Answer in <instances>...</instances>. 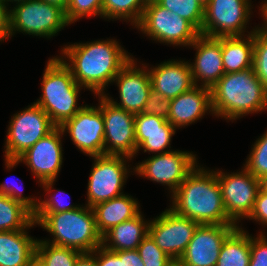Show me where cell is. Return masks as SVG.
<instances>
[{"mask_svg":"<svg viewBox=\"0 0 267 266\" xmlns=\"http://www.w3.org/2000/svg\"><path fill=\"white\" fill-rule=\"evenodd\" d=\"M135 65L134 59H131L113 80L119 87L120 103L104 94L115 106L134 115L141 113L152 89L149 72Z\"/></svg>","mask_w":267,"mask_h":266,"instance_id":"18","label":"cell"},{"mask_svg":"<svg viewBox=\"0 0 267 266\" xmlns=\"http://www.w3.org/2000/svg\"><path fill=\"white\" fill-rule=\"evenodd\" d=\"M248 218L260 221L263 225H267V192L259 190Z\"/></svg>","mask_w":267,"mask_h":266,"instance_id":"40","label":"cell"},{"mask_svg":"<svg viewBox=\"0 0 267 266\" xmlns=\"http://www.w3.org/2000/svg\"><path fill=\"white\" fill-rule=\"evenodd\" d=\"M194 86L171 99V107L167 121L176 129L187 126L201 118L209 110L212 112L211 89Z\"/></svg>","mask_w":267,"mask_h":266,"instance_id":"21","label":"cell"},{"mask_svg":"<svg viewBox=\"0 0 267 266\" xmlns=\"http://www.w3.org/2000/svg\"><path fill=\"white\" fill-rule=\"evenodd\" d=\"M214 115L235 120L267 108V89L252 68L225 73L211 88Z\"/></svg>","mask_w":267,"mask_h":266,"instance_id":"3","label":"cell"},{"mask_svg":"<svg viewBox=\"0 0 267 266\" xmlns=\"http://www.w3.org/2000/svg\"><path fill=\"white\" fill-rule=\"evenodd\" d=\"M151 88L164 98L173 99L194 87L188 62L167 61L149 71Z\"/></svg>","mask_w":267,"mask_h":266,"instance_id":"20","label":"cell"},{"mask_svg":"<svg viewBox=\"0 0 267 266\" xmlns=\"http://www.w3.org/2000/svg\"><path fill=\"white\" fill-rule=\"evenodd\" d=\"M249 0H210L204 8L201 34L208 37L242 36L249 21Z\"/></svg>","mask_w":267,"mask_h":266,"instance_id":"11","label":"cell"},{"mask_svg":"<svg viewBox=\"0 0 267 266\" xmlns=\"http://www.w3.org/2000/svg\"><path fill=\"white\" fill-rule=\"evenodd\" d=\"M199 223L166 209L149 224V234L156 245L174 261L185 252Z\"/></svg>","mask_w":267,"mask_h":266,"instance_id":"14","label":"cell"},{"mask_svg":"<svg viewBox=\"0 0 267 266\" xmlns=\"http://www.w3.org/2000/svg\"><path fill=\"white\" fill-rule=\"evenodd\" d=\"M58 192L61 191L58 190ZM61 201L58 199V197H53V196L50 197L49 199L39 201L38 208L34 213H59L79 208V206L77 207L69 204L67 205L64 203L62 204Z\"/></svg>","mask_w":267,"mask_h":266,"instance_id":"39","label":"cell"},{"mask_svg":"<svg viewBox=\"0 0 267 266\" xmlns=\"http://www.w3.org/2000/svg\"><path fill=\"white\" fill-rule=\"evenodd\" d=\"M18 189V188H17ZM20 189H18V191H16V189L13 187L8 186V184L4 183V184H0V194L4 195V196H8L10 198H12L14 201L20 202L22 205H24L26 208H28L32 213H34L36 211V209L38 208L39 205V201L38 200H34L32 198L29 197H25L22 195V191H19Z\"/></svg>","mask_w":267,"mask_h":266,"instance_id":"38","label":"cell"},{"mask_svg":"<svg viewBox=\"0 0 267 266\" xmlns=\"http://www.w3.org/2000/svg\"><path fill=\"white\" fill-rule=\"evenodd\" d=\"M99 98L105 127L104 154L132 159L137 154L135 115L115 106L104 95Z\"/></svg>","mask_w":267,"mask_h":266,"instance_id":"10","label":"cell"},{"mask_svg":"<svg viewBox=\"0 0 267 266\" xmlns=\"http://www.w3.org/2000/svg\"><path fill=\"white\" fill-rule=\"evenodd\" d=\"M261 11H262V15H263V17H264V22H265V26H263V28L262 27H260V29L263 31V32H265L266 34H267V3H265V4H263L262 6H261Z\"/></svg>","mask_w":267,"mask_h":266,"instance_id":"46","label":"cell"},{"mask_svg":"<svg viewBox=\"0 0 267 266\" xmlns=\"http://www.w3.org/2000/svg\"><path fill=\"white\" fill-rule=\"evenodd\" d=\"M171 266H182L178 261H174V263Z\"/></svg>","mask_w":267,"mask_h":266,"instance_id":"51","label":"cell"},{"mask_svg":"<svg viewBox=\"0 0 267 266\" xmlns=\"http://www.w3.org/2000/svg\"><path fill=\"white\" fill-rule=\"evenodd\" d=\"M160 6L189 21L201 34L204 6L198 0H155Z\"/></svg>","mask_w":267,"mask_h":266,"instance_id":"31","label":"cell"},{"mask_svg":"<svg viewBox=\"0 0 267 266\" xmlns=\"http://www.w3.org/2000/svg\"><path fill=\"white\" fill-rule=\"evenodd\" d=\"M103 0H69L64 11L66 21L71 24L83 16L102 17Z\"/></svg>","mask_w":267,"mask_h":266,"instance_id":"35","label":"cell"},{"mask_svg":"<svg viewBox=\"0 0 267 266\" xmlns=\"http://www.w3.org/2000/svg\"><path fill=\"white\" fill-rule=\"evenodd\" d=\"M252 69L267 89V34L260 27L253 30Z\"/></svg>","mask_w":267,"mask_h":266,"instance_id":"32","label":"cell"},{"mask_svg":"<svg viewBox=\"0 0 267 266\" xmlns=\"http://www.w3.org/2000/svg\"><path fill=\"white\" fill-rule=\"evenodd\" d=\"M88 181V204L93 207L123 194L120 192L128 174L125 156L97 155Z\"/></svg>","mask_w":267,"mask_h":266,"instance_id":"12","label":"cell"},{"mask_svg":"<svg viewBox=\"0 0 267 266\" xmlns=\"http://www.w3.org/2000/svg\"><path fill=\"white\" fill-rule=\"evenodd\" d=\"M75 266H96V249L92 252H82L78 256Z\"/></svg>","mask_w":267,"mask_h":266,"instance_id":"44","label":"cell"},{"mask_svg":"<svg viewBox=\"0 0 267 266\" xmlns=\"http://www.w3.org/2000/svg\"><path fill=\"white\" fill-rule=\"evenodd\" d=\"M42 95L36 105L50 117L56 127L71 119L83 107H77L80 86L60 58L48 61L42 78Z\"/></svg>","mask_w":267,"mask_h":266,"instance_id":"5","label":"cell"},{"mask_svg":"<svg viewBox=\"0 0 267 266\" xmlns=\"http://www.w3.org/2000/svg\"><path fill=\"white\" fill-rule=\"evenodd\" d=\"M61 135L63 132L60 127H55L18 159L5 158L6 168H13L23 161L49 193L62 165Z\"/></svg>","mask_w":267,"mask_h":266,"instance_id":"8","label":"cell"},{"mask_svg":"<svg viewBox=\"0 0 267 266\" xmlns=\"http://www.w3.org/2000/svg\"><path fill=\"white\" fill-rule=\"evenodd\" d=\"M33 225V213L28 208L0 194V231L24 230Z\"/></svg>","mask_w":267,"mask_h":266,"instance_id":"28","label":"cell"},{"mask_svg":"<svg viewBox=\"0 0 267 266\" xmlns=\"http://www.w3.org/2000/svg\"><path fill=\"white\" fill-rule=\"evenodd\" d=\"M137 251L144 266H171L174 263V260L156 245L150 234L141 241Z\"/></svg>","mask_w":267,"mask_h":266,"instance_id":"33","label":"cell"},{"mask_svg":"<svg viewBox=\"0 0 267 266\" xmlns=\"http://www.w3.org/2000/svg\"><path fill=\"white\" fill-rule=\"evenodd\" d=\"M176 129L163 117L136 114L135 115V138L137 152L140 148L144 152L165 153L164 150L170 145L172 135ZM164 150V151H163Z\"/></svg>","mask_w":267,"mask_h":266,"instance_id":"22","label":"cell"},{"mask_svg":"<svg viewBox=\"0 0 267 266\" xmlns=\"http://www.w3.org/2000/svg\"><path fill=\"white\" fill-rule=\"evenodd\" d=\"M121 259V266H144L137 249L114 251Z\"/></svg>","mask_w":267,"mask_h":266,"instance_id":"42","label":"cell"},{"mask_svg":"<svg viewBox=\"0 0 267 266\" xmlns=\"http://www.w3.org/2000/svg\"><path fill=\"white\" fill-rule=\"evenodd\" d=\"M16 4L10 10V36L19 31L49 38L68 25L64 10L57 5L42 0Z\"/></svg>","mask_w":267,"mask_h":266,"instance_id":"7","label":"cell"},{"mask_svg":"<svg viewBox=\"0 0 267 266\" xmlns=\"http://www.w3.org/2000/svg\"><path fill=\"white\" fill-rule=\"evenodd\" d=\"M36 244L25 229L0 231V266H28L36 256Z\"/></svg>","mask_w":267,"mask_h":266,"instance_id":"23","label":"cell"},{"mask_svg":"<svg viewBox=\"0 0 267 266\" xmlns=\"http://www.w3.org/2000/svg\"><path fill=\"white\" fill-rule=\"evenodd\" d=\"M149 224L141 212L132 219L113 226L102 235V246L110 251L137 249L141 241L149 234ZM110 241V244L106 243Z\"/></svg>","mask_w":267,"mask_h":266,"instance_id":"24","label":"cell"},{"mask_svg":"<svg viewBox=\"0 0 267 266\" xmlns=\"http://www.w3.org/2000/svg\"><path fill=\"white\" fill-rule=\"evenodd\" d=\"M263 234L259 237L250 236L249 266H267V239Z\"/></svg>","mask_w":267,"mask_h":266,"instance_id":"37","label":"cell"},{"mask_svg":"<svg viewBox=\"0 0 267 266\" xmlns=\"http://www.w3.org/2000/svg\"><path fill=\"white\" fill-rule=\"evenodd\" d=\"M172 197L170 209L179 216L199 224L235 225L227 216L216 171L196 166Z\"/></svg>","mask_w":267,"mask_h":266,"instance_id":"2","label":"cell"},{"mask_svg":"<svg viewBox=\"0 0 267 266\" xmlns=\"http://www.w3.org/2000/svg\"><path fill=\"white\" fill-rule=\"evenodd\" d=\"M252 148L244 168L256 178L267 175V132L260 136Z\"/></svg>","mask_w":267,"mask_h":266,"instance_id":"34","label":"cell"},{"mask_svg":"<svg viewBox=\"0 0 267 266\" xmlns=\"http://www.w3.org/2000/svg\"><path fill=\"white\" fill-rule=\"evenodd\" d=\"M33 220L54 236L50 244L81 252H92L102 245L93 209L87 205L59 213H33Z\"/></svg>","mask_w":267,"mask_h":266,"instance_id":"4","label":"cell"},{"mask_svg":"<svg viewBox=\"0 0 267 266\" xmlns=\"http://www.w3.org/2000/svg\"><path fill=\"white\" fill-rule=\"evenodd\" d=\"M55 127L40 106L35 103L30 105L11 119L5 143V157L18 159Z\"/></svg>","mask_w":267,"mask_h":266,"instance_id":"9","label":"cell"},{"mask_svg":"<svg viewBox=\"0 0 267 266\" xmlns=\"http://www.w3.org/2000/svg\"><path fill=\"white\" fill-rule=\"evenodd\" d=\"M223 204L228 218L235 224L240 218H248L260 190L259 179L245 168L242 172L225 174L216 172Z\"/></svg>","mask_w":267,"mask_h":266,"instance_id":"13","label":"cell"},{"mask_svg":"<svg viewBox=\"0 0 267 266\" xmlns=\"http://www.w3.org/2000/svg\"><path fill=\"white\" fill-rule=\"evenodd\" d=\"M28 266H45L43 262L35 256L29 263Z\"/></svg>","mask_w":267,"mask_h":266,"instance_id":"48","label":"cell"},{"mask_svg":"<svg viewBox=\"0 0 267 266\" xmlns=\"http://www.w3.org/2000/svg\"><path fill=\"white\" fill-rule=\"evenodd\" d=\"M92 209L97 230L101 235L113 226L132 219L140 213L138 202L125 194L99 203Z\"/></svg>","mask_w":267,"mask_h":266,"instance_id":"25","label":"cell"},{"mask_svg":"<svg viewBox=\"0 0 267 266\" xmlns=\"http://www.w3.org/2000/svg\"><path fill=\"white\" fill-rule=\"evenodd\" d=\"M170 107L171 99L164 98L160 93L151 89L141 113L160 116L167 120L169 117Z\"/></svg>","mask_w":267,"mask_h":266,"instance_id":"36","label":"cell"},{"mask_svg":"<svg viewBox=\"0 0 267 266\" xmlns=\"http://www.w3.org/2000/svg\"><path fill=\"white\" fill-rule=\"evenodd\" d=\"M2 1H3L4 3H5V2L7 3V2H9V1H10V2H13V1H14V2H17V3H21V2H23V1H27V0H2Z\"/></svg>","mask_w":267,"mask_h":266,"instance_id":"49","label":"cell"},{"mask_svg":"<svg viewBox=\"0 0 267 266\" xmlns=\"http://www.w3.org/2000/svg\"><path fill=\"white\" fill-rule=\"evenodd\" d=\"M260 182V190L267 192V175L261 177L259 179Z\"/></svg>","mask_w":267,"mask_h":266,"instance_id":"47","label":"cell"},{"mask_svg":"<svg viewBox=\"0 0 267 266\" xmlns=\"http://www.w3.org/2000/svg\"><path fill=\"white\" fill-rule=\"evenodd\" d=\"M250 236L239 226L224 240L216 266H249Z\"/></svg>","mask_w":267,"mask_h":266,"instance_id":"27","label":"cell"},{"mask_svg":"<svg viewBox=\"0 0 267 266\" xmlns=\"http://www.w3.org/2000/svg\"><path fill=\"white\" fill-rule=\"evenodd\" d=\"M237 225L199 224L178 262L182 266H216L224 240Z\"/></svg>","mask_w":267,"mask_h":266,"instance_id":"16","label":"cell"},{"mask_svg":"<svg viewBox=\"0 0 267 266\" xmlns=\"http://www.w3.org/2000/svg\"><path fill=\"white\" fill-rule=\"evenodd\" d=\"M10 37V11L6 3L0 0V41Z\"/></svg>","mask_w":267,"mask_h":266,"instance_id":"43","label":"cell"},{"mask_svg":"<svg viewBox=\"0 0 267 266\" xmlns=\"http://www.w3.org/2000/svg\"><path fill=\"white\" fill-rule=\"evenodd\" d=\"M198 1L205 7L210 0H198Z\"/></svg>","mask_w":267,"mask_h":266,"instance_id":"50","label":"cell"},{"mask_svg":"<svg viewBox=\"0 0 267 266\" xmlns=\"http://www.w3.org/2000/svg\"><path fill=\"white\" fill-rule=\"evenodd\" d=\"M196 155L183 151L159 153L134 168L138 175L169 186L174 193L197 166ZM196 164V165H195Z\"/></svg>","mask_w":267,"mask_h":266,"instance_id":"15","label":"cell"},{"mask_svg":"<svg viewBox=\"0 0 267 266\" xmlns=\"http://www.w3.org/2000/svg\"><path fill=\"white\" fill-rule=\"evenodd\" d=\"M81 253L74 248L50 244L47 240H37L36 244V256L45 266H75Z\"/></svg>","mask_w":267,"mask_h":266,"instance_id":"29","label":"cell"},{"mask_svg":"<svg viewBox=\"0 0 267 266\" xmlns=\"http://www.w3.org/2000/svg\"><path fill=\"white\" fill-rule=\"evenodd\" d=\"M246 36V39L243 36L221 37V51L225 73L240 72L252 68L253 31Z\"/></svg>","mask_w":267,"mask_h":266,"instance_id":"26","label":"cell"},{"mask_svg":"<svg viewBox=\"0 0 267 266\" xmlns=\"http://www.w3.org/2000/svg\"><path fill=\"white\" fill-rule=\"evenodd\" d=\"M62 52L70 60L66 63L75 81L96 95H104V88L132 59L116 40L93 41L65 46Z\"/></svg>","mask_w":267,"mask_h":266,"instance_id":"1","label":"cell"},{"mask_svg":"<svg viewBox=\"0 0 267 266\" xmlns=\"http://www.w3.org/2000/svg\"><path fill=\"white\" fill-rule=\"evenodd\" d=\"M60 129L70 134L71 140L89 156L104 154V120L99 106H83L74 117L64 122Z\"/></svg>","mask_w":267,"mask_h":266,"instance_id":"17","label":"cell"},{"mask_svg":"<svg viewBox=\"0 0 267 266\" xmlns=\"http://www.w3.org/2000/svg\"><path fill=\"white\" fill-rule=\"evenodd\" d=\"M96 266H121L120 257L102 245L96 248Z\"/></svg>","mask_w":267,"mask_h":266,"instance_id":"41","label":"cell"},{"mask_svg":"<svg viewBox=\"0 0 267 266\" xmlns=\"http://www.w3.org/2000/svg\"><path fill=\"white\" fill-rule=\"evenodd\" d=\"M197 53L195 62L190 64L192 80L197 86L199 79L202 87L212 88L225 74L221 51V37H208L200 34L190 45Z\"/></svg>","mask_w":267,"mask_h":266,"instance_id":"19","label":"cell"},{"mask_svg":"<svg viewBox=\"0 0 267 266\" xmlns=\"http://www.w3.org/2000/svg\"><path fill=\"white\" fill-rule=\"evenodd\" d=\"M135 27L153 40L176 46H190L200 35L189 21L163 8L155 0H148Z\"/></svg>","mask_w":267,"mask_h":266,"instance_id":"6","label":"cell"},{"mask_svg":"<svg viewBox=\"0 0 267 266\" xmlns=\"http://www.w3.org/2000/svg\"><path fill=\"white\" fill-rule=\"evenodd\" d=\"M148 0H103L102 16L105 18H123L137 25L143 15Z\"/></svg>","mask_w":267,"mask_h":266,"instance_id":"30","label":"cell"},{"mask_svg":"<svg viewBox=\"0 0 267 266\" xmlns=\"http://www.w3.org/2000/svg\"><path fill=\"white\" fill-rule=\"evenodd\" d=\"M42 1L57 5L65 11L69 0H42Z\"/></svg>","mask_w":267,"mask_h":266,"instance_id":"45","label":"cell"}]
</instances>
